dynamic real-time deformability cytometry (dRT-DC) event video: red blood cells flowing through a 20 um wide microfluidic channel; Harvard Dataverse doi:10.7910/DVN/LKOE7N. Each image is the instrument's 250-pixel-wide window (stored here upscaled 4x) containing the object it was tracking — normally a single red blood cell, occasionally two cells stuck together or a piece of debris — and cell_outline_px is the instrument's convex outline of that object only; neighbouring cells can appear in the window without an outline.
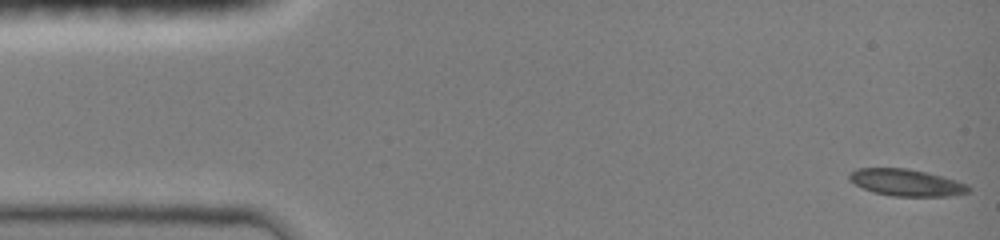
{"species": "common noctule bat (a hibernating species)", "species_latin": "Nyctalus noctula", "temperature_condition": "room temperature", "stored_images_in_passage": 48, "camera_frame_rate_fps": 3000, "um_per_image_px": 0.085, "animal": {"sex": "female", "body_mass_g": 19.0, "forearm_length_mm": 51.5}, "frame": {"image": 1, "passage_image": 1, "time_ms": 0.0, "image_size_px": [1000, 240], "cell_outline_px": [[972, 188], [968, 192], [948, 196], [892, 196], [872, 192], [848, 180], [848, 172], [856, 168], [908, 168], [928, 172], [944, 176], [968, 184]], "centroid_in_image_um": [77.03, 15.5], "position_along_channel_um": 8.0, "area_um2": 18.9}}
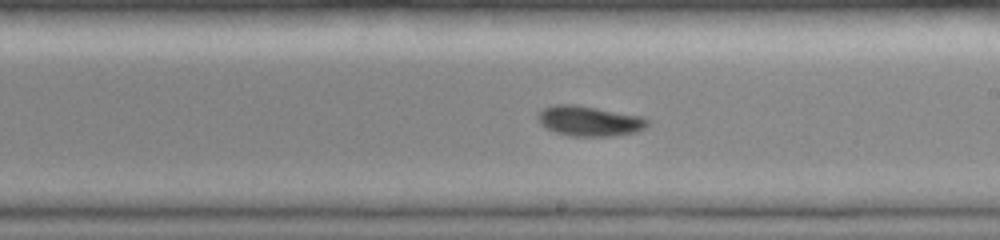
{"frame": {"image": 2, "passage_image": 27, "time_ms": 8.667, "image_size_px": [1000, 240], "cell_outline_px": [[648, 124], [644, 128], [636, 132], [612, 136], [572, 136], [556, 132], [540, 124], [536, 116], [544, 108], [552, 104], [572, 104], [644, 116], [648, 120]], "centroid_in_image_um": [50.1, 10.28], "position_along_channel_um": 238.9, "area_um2": 19.19}}
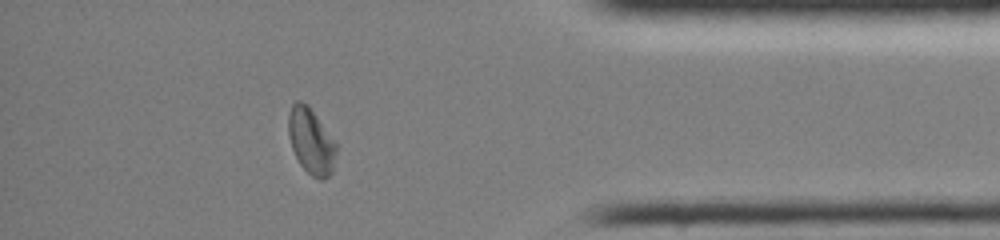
{"frame": {"image": 3, "passage_image": 41, "time_ms": 13.333, "image_size_px": [1000, 240], "cell_outline_px": [[336, 152], [332, 172], [324, 180], [320, 180], [312, 176], [300, 164], [292, 148], [288, 132], [288, 112], [292, 104], [296, 100], [300, 100], [308, 104], [336, 144]], "centroid_in_image_um": [26.42, 11.98], "position_along_channel_um": 408.8, "area_um2": 18.21}, "authors_computed_cell_mechanics": {"area_um2": 18.6116, "velocity_mm_per_s": 4.0312, "shape_relaxation_time_tau1_ms": 3.8498, "shape_relaxation_time_tau2_ms": 2.4595, "deformation_change_tau1": 0.1336, "deformation_change_tau2": 0.0467}}